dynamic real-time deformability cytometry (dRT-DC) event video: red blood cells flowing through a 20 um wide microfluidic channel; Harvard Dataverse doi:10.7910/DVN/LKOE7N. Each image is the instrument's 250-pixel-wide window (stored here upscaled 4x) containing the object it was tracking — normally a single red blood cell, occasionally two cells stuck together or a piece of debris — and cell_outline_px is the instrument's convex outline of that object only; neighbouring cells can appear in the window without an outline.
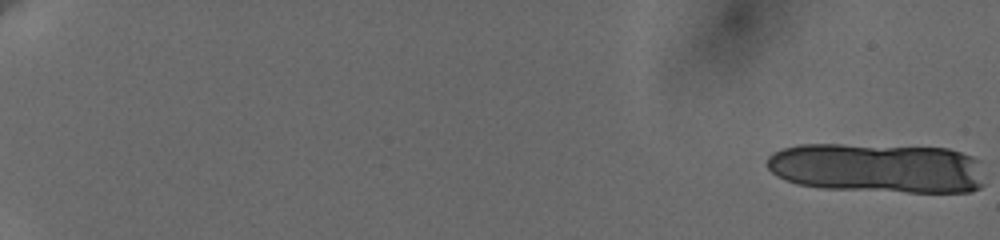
{"species": "human", "species_latin": "Homo sapiens", "temperature_condition": "cold", "stored_images_in_passage": 18, "camera_frame_rate_fps": 3000, "um_per_image_px": 0.085, "donor": {"sex": "female"}, "frame": {"image": 1, "passage_image": 1, "time_ms": 0.0, "image_size_px": [1000, 240], "cell_outline_px": [[984, 184], [980, 188], [968, 192], [908, 192], [820, 188], [796, 184], [784, 180], [776, 176], [768, 168], [768, 156], [772, 152], [784, 148], [800, 144], [840, 144], [948, 148], [972, 156], [980, 160], [984, 180]], "centroid_in_image_um": [74.61, 14.28], "position_along_channel_um": 10.4, "area_um2": 63.87}}